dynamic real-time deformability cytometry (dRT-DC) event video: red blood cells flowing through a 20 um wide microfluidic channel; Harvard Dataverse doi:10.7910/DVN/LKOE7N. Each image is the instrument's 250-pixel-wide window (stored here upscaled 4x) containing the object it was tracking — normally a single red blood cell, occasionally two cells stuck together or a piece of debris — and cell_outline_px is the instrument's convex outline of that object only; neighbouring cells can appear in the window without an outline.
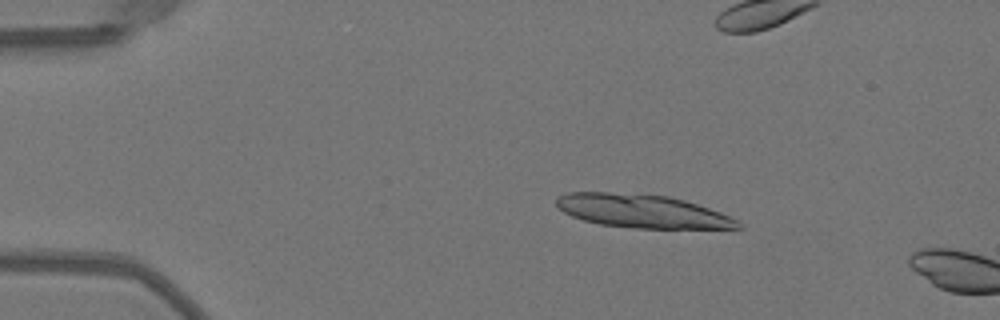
{"species": "Egyptian fruit bat (a non-hibernating species)", "species_latin": "Rousettus aegyptiacus", "temperature_condition": "warm", "stored_images_in_passage": 11, "camera_frame_rate_fps": 3000, "um_per_image_px": 0.085, "animal": {"sex": "female"}, "frame": {"image": 1, "passage_image": 8, "time_ms": 2.333, "image_size_px": [1000, 320], "cell_outline_px": [[744, 228], [636, 228], [600, 224], [584, 220], [572, 216], [564, 212], [556, 204], [556, 200], [560, 196], [568, 192], [608, 192], [668, 196], [684, 200], [720, 212], [744, 224]], "centroid_in_image_um": [54.59, 17.95], "position_along_channel_um": 30.4, "area_um2": 34.85}}